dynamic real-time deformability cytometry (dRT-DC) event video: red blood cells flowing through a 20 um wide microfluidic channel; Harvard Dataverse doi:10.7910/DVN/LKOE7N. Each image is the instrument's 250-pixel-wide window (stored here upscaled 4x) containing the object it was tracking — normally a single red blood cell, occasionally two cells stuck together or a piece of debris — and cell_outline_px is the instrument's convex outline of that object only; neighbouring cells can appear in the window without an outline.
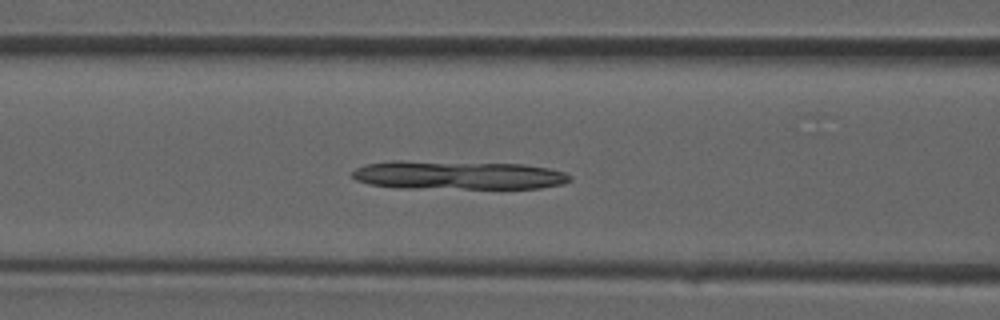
{"species": "common noctule bat (a hibernating species)", "species_latin": "Nyctalus noctula", "temperature_condition": "room temperature", "stored_images_in_passage": 19, "camera_frame_rate_fps": 3000, "um_per_image_px": 0.085, "animal": {"sex": "male", "forearm_length_mm": 52.5}, "frame": {"image": 1, "passage_image": 14, "time_ms": 4.333, "image_size_px": [1000, 320], "cell_outline_px": [[572, 180], [564, 184], [540, 188], [404, 188], [368, 184], [356, 180], [352, 176], [352, 172], [356, 168], [364, 164], [392, 160], [400, 160], [524, 164], [548, 168], [564, 172], [572, 176]], "centroid_in_image_um": [38.92, 14.88], "position_along_channel_um": 127.7, "area_um2": 36.65}}
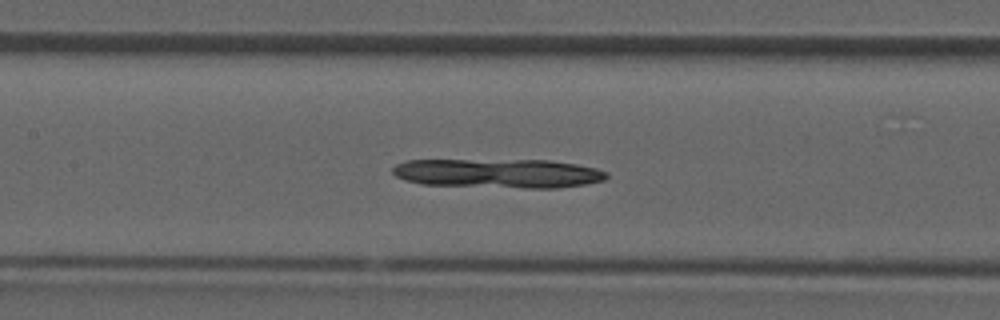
{"frame": {"image": 2, "passage_image": 16, "time_ms": 5.0, "image_size_px": [1000, 320], "cell_outline_px": [[608, 176], [604, 180], [584, 184], [556, 188], [528, 188], [424, 184], [408, 180], [396, 176], [392, 172], [392, 168], [396, 164], [404, 160], [552, 160], [576, 164], [596, 168], [608, 172]], "centroid_in_image_um": [42.38, 14.72], "position_along_channel_um": 165.0, "area_um2": 36.3}}
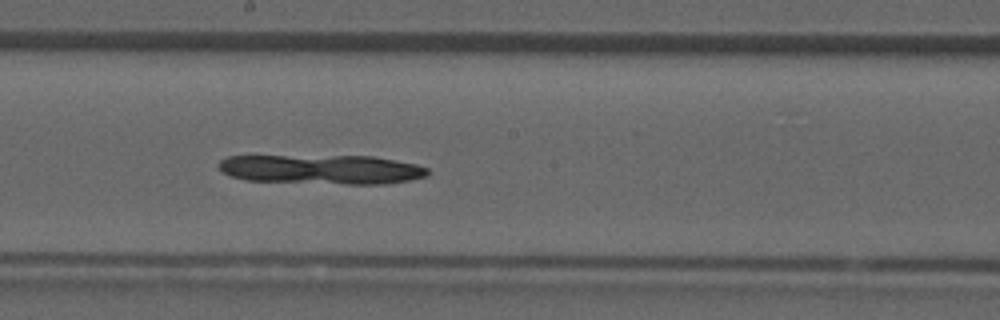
{"frame": {"image": 3, "passage_image": 19, "time_ms": 6.0, "image_size_px": [1000, 320], "cell_outline_px": [[428, 176], [408, 180], [384, 184], [344, 184], [248, 180], [232, 176], [220, 172], [216, 164], [220, 160], [228, 156], [372, 156], [396, 160], [416, 164], [428, 168]], "centroid_in_image_um": [27.33, 14.39], "position_along_channel_um": 220.9, "area_um2": 35.89}}